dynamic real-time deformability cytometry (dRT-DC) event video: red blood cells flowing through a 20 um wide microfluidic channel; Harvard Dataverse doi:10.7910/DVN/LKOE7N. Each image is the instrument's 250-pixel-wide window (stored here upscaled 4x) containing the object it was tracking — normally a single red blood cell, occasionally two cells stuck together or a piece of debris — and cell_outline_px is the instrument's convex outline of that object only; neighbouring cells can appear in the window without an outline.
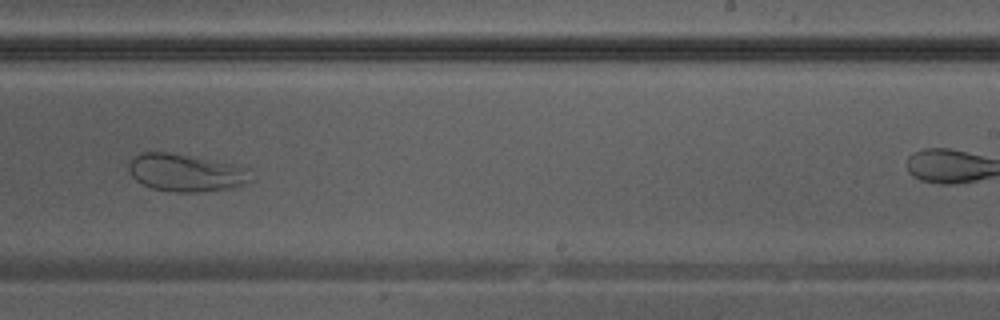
{"species": "Egyptian fruit bat (a non-hibernating species)", "species_latin": "Rousettus aegyptiacus", "temperature_condition": "warm", "stored_images_in_passage": 20, "camera_frame_rate_fps": 3000, "um_per_image_px": 0.085, "animal": {"sex": "male"}, "frame": {"image": 1, "passage_image": 20, "time_ms": 6.333, "image_size_px": [1000, 320], "cell_outline_px": [[256, 180], [228, 188], [204, 192], [172, 192], [152, 188], [136, 180], [132, 176], [128, 168], [128, 164], [140, 152], [168, 152], [232, 164], [252, 168]], "centroid_in_image_um": [15.87, 14.69], "position_along_channel_um": 273.1, "area_um2": 26.88}}